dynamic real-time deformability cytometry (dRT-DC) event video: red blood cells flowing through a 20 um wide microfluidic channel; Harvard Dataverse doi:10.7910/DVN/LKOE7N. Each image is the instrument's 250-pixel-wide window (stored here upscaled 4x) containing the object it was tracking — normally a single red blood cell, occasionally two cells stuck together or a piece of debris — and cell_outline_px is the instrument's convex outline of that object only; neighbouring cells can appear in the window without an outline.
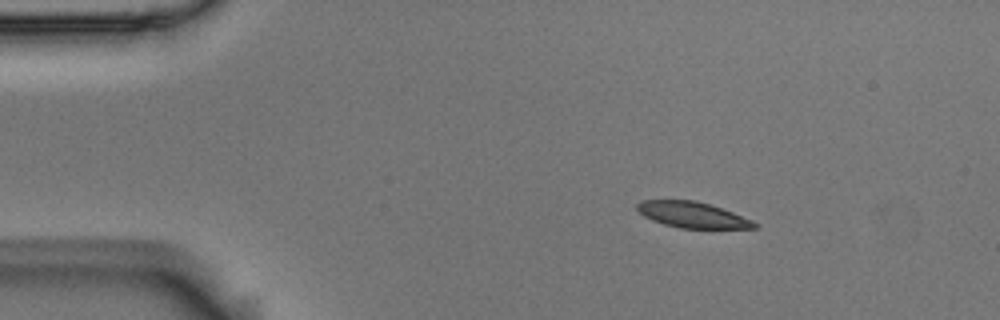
{"species": "Egyptian fruit bat (a non-hibernating species)", "species_latin": "Rousettus aegyptiacus", "temperature_condition": "room temperature", "stored_images_in_passage": 5, "camera_frame_rate_fps": 3000, "um_per_image_px": 0.085, "animal": {"sex": "male"}, "frame": {"image": 1, "passage_image": 3, "time_ms": 0.667, "image_size_px": [1000, 320], "cell_outline_px": [[760, 224], [756, 228], [680, 228], [664, 224], [652, 220], [644, 216], [636, 208], [636, 204], [640, 200], [696, 200], [732, 212], [752, 220]], "centroid_in_image_um": [58.84, 18.26], "position_along_channel_um": 26.2, "area_um2": 17.57}}